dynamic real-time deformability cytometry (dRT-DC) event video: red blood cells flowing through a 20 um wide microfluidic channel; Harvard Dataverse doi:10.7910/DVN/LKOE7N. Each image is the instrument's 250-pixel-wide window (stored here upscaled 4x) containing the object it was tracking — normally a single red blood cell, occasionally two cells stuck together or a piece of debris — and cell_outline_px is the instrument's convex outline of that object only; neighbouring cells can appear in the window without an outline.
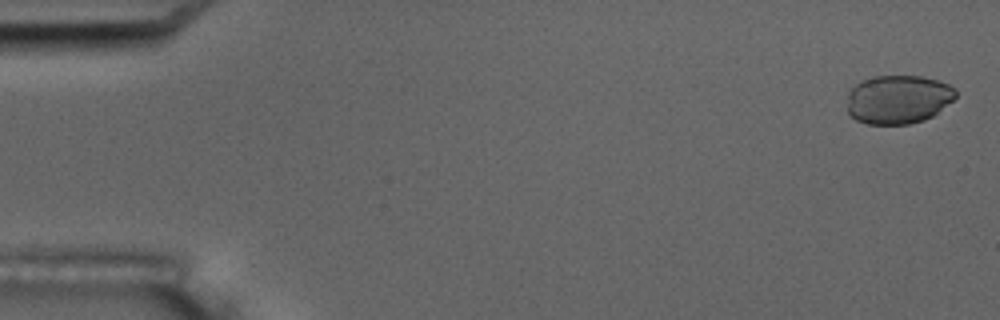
{"species": "common noctule bat (a hibernating species)", "species_latin": "Nyctalus noctula", "temperature_condition": "room temperature", "stored_images_in_passage": 5, "camera_frame_rate_fps": 3000, "um_per_image_px": 0.085, "animal": {"sex": "male", "body_mass_g": 17.5, "forearm_length_mm": 52.3}, "frame": {"image": 1, "passage_image": 1, "time_ms": 0.0, "image_size_px": [1000, 320], "cell_outline_px": [[956, 96], [952, 100], [932, 116], [924, 120], [908, 124], [868, 124], [856, 120], [848, 112], [848, 92], [856, 84], [864, 80], [876, 76], [920, 76], [936, 80], [948, 84], [956, 88]], "centroid_in_image_um": [76.34, 8.45], "position_along_channel_um": 8.7, "area_um2": 30.63}}
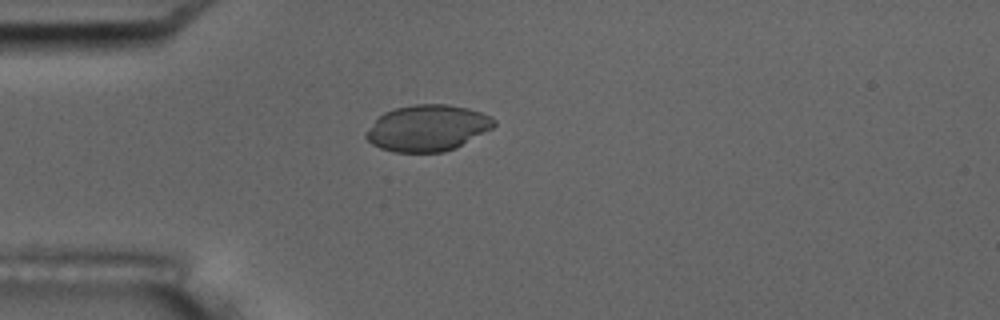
{"frame": {"image": 2, "passage_image": 5, "time_ms": 4.667, "image_size_px": [1000, 320], "cell_outline_px": [[496, 124], [492, 128], [456, 148], [444, 152], [392, 152], [380, 148], [372, 144], [364, 136], [364, 132], [384, 112], [396, 108], [416, 104], [448, 104], [468, 108], [492, 116], [496, 120]], "centroid_in_image_um": [36.34, 10.88], "position_along_channel_um": 48.7, "area_um2": 34.51}}